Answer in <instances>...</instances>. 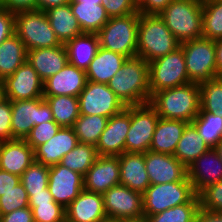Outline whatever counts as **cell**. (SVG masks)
Returning <instances> with one entry per match:
<instances>
[{"instance_id": "1", "label": "cell", "mask_w": 222, "mask_h": 222, "mask_svg": "<svg viewBox=\"0 0 222 222\" xmlns=\"http://www.w3.org/2000/svg\"><path fill=\"white\" fill-rule=\"evenodd\" d=\"M107 85L125 106L149 103V63L138 56L127 58Z\"/></svg>"}, {"instance_id": "2", "label": "cell", "mask_w": 222, "mask_h": 222, "mask_svg": "<svg viewBox=\"0 0 222 222\" xmlns=\"http://www.w3.org/2000/svg\"><path fill=\"white\" fill-rule=\"evenodd\" d=\"M149 104L160 118L192 123L200 111L199 85L190 82L155 92L151 95Z\"/></svg>"}, {"instance_id": "3", "label": "cell", "mask_w": 222, "mask_h": 222, "mask_svg": "<svg viewBox=\"0 0 222 222\" xmlns=\"http://www.w3.org/2000/svg\"><path fill=\"white\" fill-rule=\"evenodd\" d=\"M180 46V42L158 15H139L137 56L148 63L165 56Z\"/></svg>"}, {"instance_id": "4", "label": "cell", "mask_w": 222, "mask_h": 222, "mask_svg": "<svg viewBox=\"0 0 222 222\" xmlns=\"http://www.w3.org/2000/svg\"><path fill=\"white\" fill-rule=\"evenodd\" d=\"M158 16L180 43L202 38V0H172Z\"/></svg>"}, {"instance_id": "5", "label": "cell", "mask_w": 222, "mask_h": 222, "mask_svg": "<svg viewBox=\"0 0 222 222\" xmlns=\"http://www.w3.org/2000/svg\"><path fill=\"white\" fill-rule=\"evenodd\" d=\"M139 12L127 16L109 17L97 33L100 47L127 58L137 57Z\"/></svg>"}, {"instance_id": "6", "label": "cell", "mask_w": 222, "mask_h": 222, "mask_svg": "<svg viewBox=\"0 0 222 222\" xmlns=\"http://www.w3.org/2000/svg\"><path fill=\"white\" fill-rule=\"evenodd\" d=\"M15 34L24 43L27 51L62 45L46 13L38 9L15 12Z\"/></svg>"}, {"instance_id": "7", "label": "cell", "mask_w": 222, "mask_h": 222, "mask_svg": "<svg viewBox=\"0 0 222 222\" xmlns=\"http://www.w3.org/2000/svg\"><path fill=\"white\" fill-rule=\"evenodd\" d=\"M196 195L187 176L182 181L150 185L143 193L144 217L189 203Z\"/></svg>"}, {"instance_id": "8", "label": "cell", "mask_w": 222, "mask_h": 222, "mask_svg": "<svg viewBox=\"0 0 222 222\" xmlns=\"http://www.w3.org/2000/svg\"><path fill=\"white\" fill-rule=\"evenodd\" d=\"M183 49L187 75L193 84L201 85L217 77L215 41L205 38L180 43Z\"/></svg>"}, {"instance_id": "9", "label": "cell", "mask_w": 222, "mask_h": 222, "mask_svg": "<svg viewBox=\"0 0 222 222\" xmlns=\"http://www.w3.org/2000/svg\"><path fill=\"white\" fill-rule=\"evenodd\" d=\"M190 83L181 46L169 54L149 62L150 95Z\"/></svg>"}, {"instance_id": "10", "label": "cell", "mask_w": 222, "mask_h": 222, "mask_svg": "<svg viewBox=\"0 0 222 222\" xmlns=\"http://www.w3.org/2000/svg\"><path fill=\"white\" fill-rule=\"evenodd\" d=\"M159 115L149 104L130 106V129L125 142V152L146 153L149 151Z\"/></svg>"}, {"instance_id": "11", "label": "cell", "mask_w": 222, "mask_h": 222, "mask_svg": "<svg viewBox=\"0 0 222 222\" xmlns=\"http://www.w3.org/2000/svg\"><path fill=\"white\" fill-rule=\"evenodd\" d=\"M12 139H26L33 126L53 121V114L43 98L11 101Z\"/></svg>"}, {"instance_id": "12", "label": "cell", "mask_w": 222, "mask_h": 222, "mask_svg": "<svg viewBox=\"0 0 222 222\" xmlns=\"http://www.w3.org/2000/svg\"><path fill=\"white\" fill-rule=\"evenodd\" d=\"M79 112L83 115H101L107 118L122 112L126 106L107 84L87 81L78 96Z\"/></svg>"}, {"instance_id": "13", "label": "cell", "mask_w": 222, "mask_h": 222, "mask_svg": "<svg viewBox=\"0 0 222 222\" xmlns=\"http://www.w3.org/2000/svg\"><path fill=\"white\" fill-rule=\"evenodd\" d=\"M107 219L129 221L144 217L143 194L127 186L116 185L103 194Z\"/></svg>"}, {"instance_id": "14", "label": "cell", "mask_w": 222, "mask_h": 222, "mask_svg": "<svg viewBox=\"0 0 222 222\" xmlns=\"http://www.w3.org/2000/svg\"><path fill=\"white\" fill-rule=\"evenodd\" d=\"M44 81L28 61L4 80V97L10 101L43 97Z\"/></svg>"}, {"instance_id": "15", "label": "cell", "mask_w": 222, "mask_h": 222, "mask_svg": "<svg viewBox=\"0 0 222 222\" xmlns=\"http://www.w3.org/2000/svg\"><path fill=\"white\" fill-rule=\"evenodd\" d=\"M48 189L53 200L66 208L84 189L83 176L61 164L49 167Z\"/></svg>"}, {"instance_id": "16", "label": "cell", "mask_w": 222, "mask_h": 222, "mask_svg": "<svg viewBox=\"0 0 222 222\" xmlns=\"http://www.w3.org/2000/svg\"><path fill=\"white\" fill-rule=\"evenodd\" d=\"M130 129V106L108 118L96 149L99 156H120L125 152V142Z\"/></svg>"}, {"instance_id": "17", "label": "cell", "mask_w": 222, "mask_h": 222, "mask_svg": "<svg viewBox=\"0 0 222 222\" xmlns=\"http://www.w3.org/2000/svg\"><path fill=\"white\" fill-rule=\"evenodd\" d=\"M144 160L150 185L182 181L187 176V167L174 155L149 150Z\"/></svg>"}, {"instance_id": "18", "label": "cell", "mask_w": 222, "mask_h": 222, "mask_svg": "<svg viewBox=\"0 0 222 222\" xmlns=\"http://www.w3.org/2000/svg\"><path fill=\"white\" fill-rule=\"evenodd\" d=\"M84 190L104 194L120 184L118 156H99L83 177Z\"/></svg>"}, {"instance_id": "19", "label": "cell", "mask_w": 222, "mask_h": 222, "mask_svg": "<svg viewBox=\"0 0 222 222\" xmlns=\"http://www.w3.org/2000/svg\"><path fill=\"white\" fill-rule=\"evenodd\" d=\"M187 177L197 195L207 186L222 180V159L214 148L200 155L187 167Z\"/></svg>"}, {"instance_id": "20", "label": "cell", "mask_w": 222, "mask_h": 222, "mask_svg": "<svg viewBox=\"0 0 222 222\" xmlns=\"http://www.w3.org/2000/svg\"><path fill=\"white\" fill-rule=\"evenodd\" d=\"M87 81L85 70L67 63L59 72L44 81L43 96L78 97Z\"/></svg>"}, {"instance_id": "21", "label": "cell", "mask_w": 222, "mask_h": 222, "mask_svg": "<svg viewBox=\"0 0 222 222\" xmlns=\"http://www.w3.org/2000/svg\"><path fill=\"white\" fill-rule=\"evenodd\" d=\"M65 211L66 222H104L107 219L103 195L84 189Z\"/></svg>"}, {"instance_id": "22", "label": "cell", "mask_w": 222, "mask_h": 222, "mask_svg": "<svg viewBox=\"0 0 222 222\" xmlns=\"http://www.w3.org/2000/svg\"><path fill=\"white\" fill-rule=\"evenodd\" d=\"M77 144L73 127H60L51 139L34 150V161L48 167L54 166Z\"/></svg>"}, {"instance_id": "23", "label": "cell", "mask_w": 222, "mask_h": 222, "mask_svg": "<svg viewBox=\"0 0 222 222\" xmlns=\"http://www.w3.org/2000/svg\"><path fill=\"white\" fill-rule=\"evenodd\" d=\"M34 162V150L25 139L0 142V169L21 176Z\"/></svg>"}, {"instance_id": "24", "label": "cell", "mask_w": 222, "mask_h": 222, "mask_svg": "<svg viewBox=\"0 0 222 222\" xmlns=\"http://www.w3.org/2000/svg\"><path fill=\"white\" fill-rule=\"evenodd\" d=\"M119 158L120 184L141 194L150 186L144 153L124 152Z\"/></svg>"}, {"instance_id": "25", "label": "cell", "mask_w": 222, "mask_h": 222, "mask_svg": "<svg viewBox=\"0 0 222 222\" xmlns=\"http://www.w3.org/2000/svg\"><path fill=\"white\" fill-rule=\"evenodd\" d=\"M27 61L45 81L68 63V56L65 46L62 44L57 47L28 50Z\"/></svg>"}, {"instance_id": "26", "label": "cell", "mask_w": 222, "mask_h": 222, "mask_svg": "<svg viewBox=\"0 0 222 222\" xmlns=\"http://www.w3.org/2000/svg\"><path fill=\"white\" fill-rule=\"evenodd\" d=\"M127 57L117 52L98 48L94 59L86 69L87 80L107 84L121 70Z\"/></svg>"}, {"instance_id": "27", "label": "cell", "mask_w": 222, "mask_h": 222, "mask_svg": "<svg viewBox=\"0 0 222 222\" xmlns=\"http://www.w3.org/2000/svg\"><path fill=\"white\" fill-rule=\"evenodd\" d=\"M188 122L159 117L149 150L174 155L178 141Z\"/></svg>"}, {"instance_id": "28", "label": "cell", "mask_w": 222, "mask_h": 222, "mask_svg": "<svg viewBox=\"0 0 222 222\" xmlns=\"http://www.w3.org/2000/svg\"><path fill=\"white\" fill-rule=\"evenodd\" d=\"M64 46L68 63L86 71L100 47L99 37L94 33H82L70 39Z\"/></svg>"}, {"instance_id": "29", "label": "cell", "mask_w": 222, "mask_h": 222, "mask_svg": "<svg viewBox=\"0 0 222 222\" xmlns=\"http://www.w3.org/2000/svg\"><path fill=\"white\" fill-rule=\"evenodd\" d=\"M45 13L61 44H65L70 39L83 33L72 13L70 3L50 8Z\"/></svg>"}, {"instance_id": "30", "label": "cell", "mask_w": 222, "mask_h": 222, "mask_svg": "<svg viewBox=\"0 0 222 222\" xmlns=\"http://www.w3.org/2000/svg\"><path fill=\"white\" fill-rule=\"evenodd\" d=\"M69 3L83 33L97 34L109 20V16L106 14L102 4L89 2Z\"/></svg>"}, {"instance_id": "31", "label": "cell", "mask_w": 222, "mask_h": 222, "mask_svg": "<svg viewBox=\"0 0 222 222\" xmlns=\"http://www.w3.org/2000/svg\"><path fill=\"white\" fill-rule=\"evenodd\" d=\"M27 61V49L14 33L0 44V79L5 80Z\"/></svg>"}, {"instance_id": "32", "label": "cell", "mask_w": 222, "mask_h": 222, "mask_svg": "<svg viewBox=\"0 0 222 222\" xmlns=\"http://www.w3.org/2000/svg\"><path fill=\"white\" fill-rule=\"evenodd\" d=\"M209 149L210 147L199 135L195 125L193 123H188L178 141L174 156L188 167L193 161Z\"/></svg>"}, {"instance_id": "33", "label": "cell", "mask_w": 222, "mask_h": 222, "mask_svg": "<svg viewBox=\"0 0 222 222\" xmlns=\"http://www.w3.org/2000/svg\"><path fill=\"white\" fill-rule=\"evenodd\" d=\"M49 104L53 120L60 127H73L75 121L80 116L79 101L76 96H43Z\"/></svg>"}, {"instance_id": "34", "label": "cell", "mask_w": 222, "mask_h": 222, "mask_svg": "<svg viewBox=\"0 0 222 222\" xmlns=\"http://www.w3.org/2000/svg\"><path fill=\"white\" fill-rule=\"evenodd\" d=\"M99 157L97 149L92 144L78 143L63 156L60 163L70 170L80 173L83 177Z\"/></svg>"}, {"instance_id": "35", "label": "cell", "mask_w": 222, "mask_h": 222, "mask_svg": "<svg viewBox=\"0 0 222 222\" xmlns=\"http://www.w3.org/2000/svg\"><path fill=\"white\" fill-rule=\"evenodd\" d=\"M108 118L101 115L80 114L73 125L78 143L96 146L101 133L105 130Z\"/></svg>"}, {"instance_id": "36", "label": "cell", "mask_w": 222, "mask_h": 222, "mask_svg": "<svg viewBox=\"0 0 222 222\" xmlns=\"http://www.w3.org/2000/svg\"><path fill=\"white\" fill-rule=\"evenodd\" d=\"M202 37L222 39V0H202Z\"/></svg>"}, {"instance_id": "37", "label": "cell", "mask_w": 222, "mask_h": 222, "mask_svg": "<svg viewBox=\"0 0 222 222\" xmlns=\"http://www.w3.org/2000/svg\"><path fill=\"white\" fill-rule=\"evenodd\" d=\"M192 123L205 143L214 148L222 140V117L208 112H199Z\"/></svg>"}, {"instance_id": "38", "label": "cell", "mask_w": 222, "mask_h": 222, "mask_svg": "<svg viewBox=\"0 0 222 222\" xmlns=\"http://www.w3.org/2000/svg\"><path fill=\"white\" fill-rule=\"evenodd\" d=\"M200 111L214 113L222 117V77H215L199 85Z\"/></svg>"}, {"instance_id": "39", "label": "cell", "mask_w": 222, "mask_h": 222, "mask_svg": "<svg viewBox=\"0 0 222 222\" xmlns=\"http://www.w3.org/2000/svg\"><path fill=\"white\" fill-rule=\"evenodd\" d=\"M200 208L199 196L196 195L189 203L174 206L160 213L150 215V222H195Z\"/></svg>"}, {"instance_id": "40", "label": "cell", "mask_w": 222, "mask_h": 222, "mask_svg": "<svg viewBox=\"0 0 222 222\" xmlns=\"http://www.w3.org/2000/svg\"><path fill=\"white\" fill-rule=\"evenodd\" d=\"M49 167L34 161L20 176L27 193L43 192L48 188Z\"/></svg>"}, {"instance_id": "41", "label": "cell", "mask_w": 222, "mask_h": 222, "mask_svg": "<svg viewBox=\"0 0 222 222\" xmlns=\"http://www.w3.org/2000/svg\"><path fill=\"white\" fill-rule=\"evenodd\" d=\"M34 222H66L65 208L58 203H29Z\"/></svg>"}, {"instance_id": "42", "label": "cell", "mask_w": 222, "mask_h": 222, "mask_svg": "<svg viewBox=\"0 0 222 222\" xmlns=\"http://www.w3.org/2000/svg\"><path fill=\"white\" fill-rule=\"evenodd\" d=\"M25 207H29V196L21 182L0 197L1 214H9Z\"/></svg>"}, {"instance_id": "43", "label": "cell", "mask_w": 222, "mask_h": 222, "mask_svg": "<svg viewBox=\"0 0 222 222\" xmlns=\"http://www.w3.org/2000/svg\"><path fill=\"white\" fill-rule=\"evenodd\" d=\"M59 129L60 126L54 120L35 125L25 141L35 150L38 146L51 139Z\"/></svg>"}, {"instance_id": "44", "label": "cell", "mask_w": 222, "mask_h": 222, "mask_svg": "<svg viewBox=\"0 0 222 222\" xmlns=\"http://www.w3.org/2000/svg\"><path fill=\"white\" fill-rule=\"evenodd\" d=\"M200 208L222 212V180L204 188L199 194Z\"/></svg>"}, {"instance_id": "45", "label": "cell", "mask_w": 222, "mask_h": 222, "mask_svg": "<svg viewBox=\"0 0 222 222\" xmlns=\"http://www.w3.org/2000/svg\"><path fill=\"white\" fill-rule=\"evenodd\" d=\"M109 17L127 16L138 12L137 0H102Z\"/></svg>"}, {"instance_id": "46", "label": "cell", "mask_w": 222, "mask_h": 222, "mask_svg": "<svg viewBox=\"0 0 222 222\" xmlns=\"http://www.w3.org/2000/svg\"><path fill=\"white\" fill-rule=\"evenodd\" d=\"M11 101L4 97L0 100V142L12 140Z\"/></svg>"}, {"instance_id": "47", "label": "cell", "mask_w": 222, "mask_h": 222, "mask_svg": "<svg viewBox=\"0 0 222 222\" xmlns=\"http://www.w3.org/2000/svg\"><path fill=\"white\" fill-rule=\"evenodd\" d=\"M15 33V13L0 6V44Z\"/></svg>"}, {"instance_id": "48", "label": "cell", "mask_w": 222, "mask_h": 222, "mask_svg": "<svg viewBox=\"0 0 222 222\" xmlns=\"http://www.w3.org/2000/svg\"><path fill=\"white\" fill-rule=\"evenodd\" d=\"M172 0H137V8L140 14L159 15Z\"/></svg>"}, {"instance_id": "49", "label": "cell", "mask_w": 222, "mask_h": 222, "mask_svg": "<svg viewBox=\"0 0 222 222\" xmlns=\"http://www.w3.org/2000/svg\"><path fill=\"white\" fill-rule=\"evenodd\" d=\"M1 222H34L32 209L25 207L9 214H1Z\"/></svg>"}, {"instance_id": "50", "label": "cell", "mask_w": 222, "mask_h": 222, "mask_svg": "<svg viewBox=\"0 0 222 222\" xmlns=\"http://www.w3.org/2000/svg\"><path fill=\"white\" fill-rule=\"evenodd\" d=\"M0 6L15 13L36 9V0H0Z\"/></svg>"}, {"instance_id": "51", "label": "cell", "mask_w": 222, "mask_h": 222, "mask_svg": "<svg viewBox=\"0 0 222 222\" xmlns=\"http://www.w3.org/2000/svg\"><path fill=\"white\" fill-rule=\"evenodd\" d=\"M20 183V176L0 169V197Z\"/></svg>"}, {"instance_id": "52", "label": "cell", "mask_w": 222, "mask_h": 222, "mask_svg": "<svg viewBox=\"0 0 222 222\" xmlns=\"http://www.w3.org/2000/svg\"><path fill=\"white\" fill-rule=\"evenodd\" d=\"M195 222H222V212H214L199 208Z\"/></svg>"}, {"instance_id": "53", "label": "cell", "mask_w": 222, "mask_h": 222, "mask_svg": "<svg viewBox=\"0 0 222 222\" xmlns=\"http://www.w3.org/2000/svg\"><path fill=\"white\" fill-rule=\"evenodd\" d=\"M28 196L29 203H56L48 188L44 189L43 192L28 193Z\"/></svg>"}, {"instance_id": "54", "label": "cell", "mask_w": 222, "mask_h": 222, "mask_svg": "<svg viewBox=\"0 0 222 222\" xmlns=\"http://www.w3.org/2000/svg\"><path fill=\"white\" fill-rule=\"evenodd\" d=\"M69 1L70 0H36V9L45 12L50 8L66 5Z\"/></svg>"}, {"instance_id": "55", "label": "cell", "mask_w": 222, "mask_h": 222, "mask_svg": "<svg viewBox=\"0 0 222 222\" xmlns=\"http://www.w3.org/2000/svg\"><path fill=\"white\" fill-rule=\"evenodd\" d=\"M217 77H222V39L215 40Z\"/></svg>"}, {"instance_id": "56", "label": "cell", "mask_w": 222, "mask_h": 222, "mask_svg": "<svg viewBox=\"0 0 222 222\" xmlns=\"http://www.w3.org/2000/svg\"><path fill=\"white\" fill-rule=\"evenodd\" d=\"M218 156L222 159V140L214 147Z\"/></svg>"}, {"instance_id": "57", "label": "cell", "mask_w": 222, "mask_h": 222, "mask_svg": "<svg viewBox=\"0 0 222 222\" xmlns=\"http://www.w3.org/2000/svg\"><path fill=\"white\" fill-rule=\"evenodd\" d=\"M69 2H89V3L101 4L102 0H70Z\"/></svg>"}, {"instance_id": "58", "label": "cell", "mask_w": 222, "mask_h": 222, "mask_svg": "<svg viewBox=\"0 0 222 222\" xmlns=\"http://www.w3.org/2000/svg\"><path fill=\"white\" fill-rule=\"evenodd\" d=\"M4 98V80L0 79V100Z\"/></svg>"}, {"instance_id": "59", "label": "cell", "mask_w": 222, "mask_h": 222, "mask_svg": "<svg viewBox=\"0 0 222 222\" xmlns=\"http://www.w3.org/2000/svg\"><path fill=\"white\" fill-rule=\"evenodd\" d=\"M126 222H150V221L147 218L143 217V218H140V219L129 220V221H126Z\"/></svg>"}, {"instance_id": "60", "label": "cell", "mask_w": 222, "mask_h": 222, "mask_svg": "<svg viewBox=\"0 0 222 222\" xmlns=\"http://www.w3.org/2000/svg\"><path fill=\"white\" fill-rule=\"evenodd\" d=\"M104 222H126V221L106 219Z\"/></svg>"}]
</instances>
